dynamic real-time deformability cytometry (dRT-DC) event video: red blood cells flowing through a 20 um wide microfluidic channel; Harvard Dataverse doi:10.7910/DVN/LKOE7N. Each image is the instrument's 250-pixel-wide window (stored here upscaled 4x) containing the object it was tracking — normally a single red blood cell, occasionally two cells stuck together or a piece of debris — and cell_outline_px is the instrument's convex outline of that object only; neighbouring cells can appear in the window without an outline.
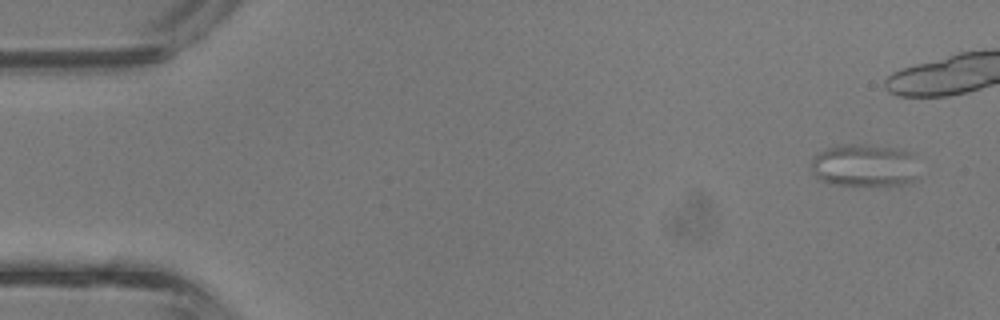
{"species": "common noctule bat (a hibernating species)", "species_latin": "Nyctalus noctula", "temperature_condition": "room temperature", "stored_images_in_passage": 4, "camera_frame_rate_fps": 3000, "um_per_image_px": 0.085, "animal": {"sex": "male", "body_mass_g": 13.3}, "frame": {"image": 1, "passage_image": 1, "time_ms": 0.0, "image_size_px": [1000, 320], "cell_outline_px": [[920, 180], [912, 184], [828, 184], [816, 180], [812, 172], [812, 156], [828, 148], [848, 144], [852, 144], [896, 148], [912, 152], [920, 176]], "centroid_in_image_um": [73.52, 14.08], "position_along_channel_um": 11.5, "area_um2": 26.99}}